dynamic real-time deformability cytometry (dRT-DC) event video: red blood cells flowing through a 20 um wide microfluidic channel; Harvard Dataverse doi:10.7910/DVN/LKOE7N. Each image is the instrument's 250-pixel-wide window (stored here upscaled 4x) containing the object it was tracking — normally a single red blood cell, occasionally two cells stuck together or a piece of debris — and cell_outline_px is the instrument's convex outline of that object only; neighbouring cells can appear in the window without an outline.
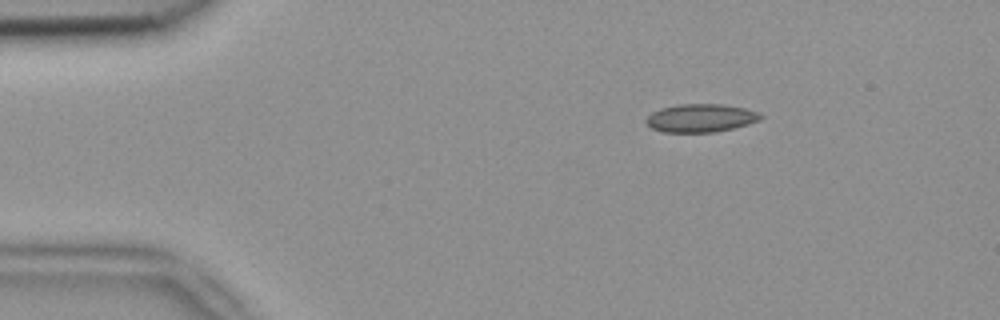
{"species": "common noctule bat (a hibernating species)", "species_latin": "Nyctalus noctula", "temperature_condition": "room temperature", "stored_images_in_passage": 3, "camera_frame_rate_fps": 3000, "um_per_image_px": 0.085, "animal": {"sex": "female", "body_mass_g": 18.4}, "frame": {"image": 1, "passage_image": 1, "time_ms": 0.0, "image_size_px": [1000, 320], "cell_outline_px": [[764, 116], [760, 120], [748, 124], [716, 132], [664, 132], [652, 128], [644, 120], [652, 112], [660, 108], [680, 104], [724, 104], [744, 108], [756, 112]], "centroid_in_image_um": [59.55, 10.03], "position_along_channel_um": 25.4, "area_um2": 18.73}}
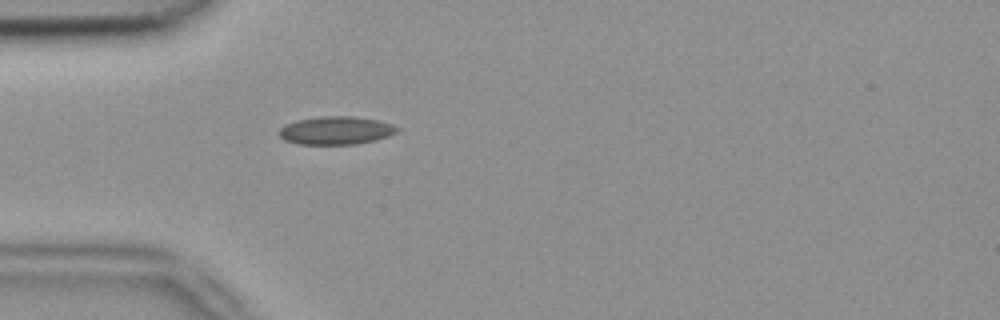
{"frame": {"image": 2, "passage_image": 3, "time_ms": 0.667, "image_size_px": [1000, 320], "cell_outline_px": [[400, 132], [376, 140], [356, 144], [300, 144], [284, 140], [276, 132], [284, 124], [296, 120], [320, 116], [356, 116], [376, 120], [392, 124], [400, 128]], "centroid_in_image_um": [28.55, 11.08], "position_along_channel_um": 56.4, "area_um2": 19.59}}